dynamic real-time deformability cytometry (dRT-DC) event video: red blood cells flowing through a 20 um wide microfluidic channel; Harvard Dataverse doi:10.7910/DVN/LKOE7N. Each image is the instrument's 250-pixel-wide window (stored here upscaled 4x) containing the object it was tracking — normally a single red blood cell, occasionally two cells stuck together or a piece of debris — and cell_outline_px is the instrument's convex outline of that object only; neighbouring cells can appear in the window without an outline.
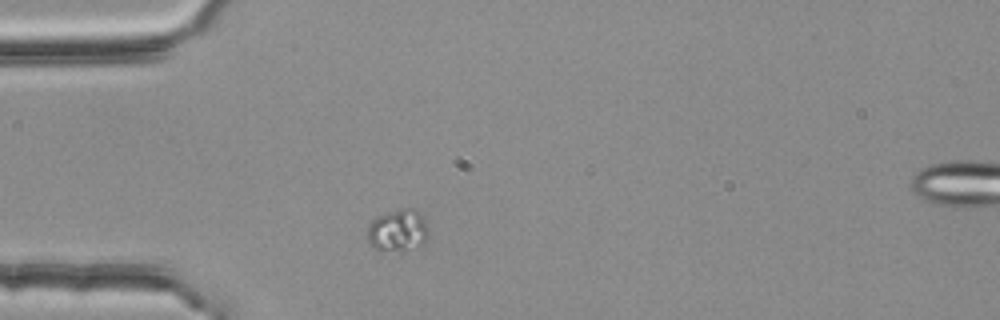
{"species": "common noctule bat (a hibernating species)", "species_latin": "Nyctalus noctula", "temperature_condition": "room temperature", "stored_images_in_passage": 36, "camera_frame_rate_fps": 3000, "um_per_image_px": 0.085, "animal": {"sex": "female", "body_mass_g": 25.1}, "frame": {"image": 1, "passage_image": 1, "time_ms": 0.0, "image_size_px": [1000, 320], "cell_outline_px": [[428, 236], [424, 244], [404, 252], [400, 252], [372, 248], [368, 240], [368, 224], [376, 216], [384, 212], [400, 208], [416, 208], [424, 220], [428, 228]], "centroid_in_image_um": [33.82, 19.58], "position_along_channel_um": 51.2, "area_um2": 15.43}}
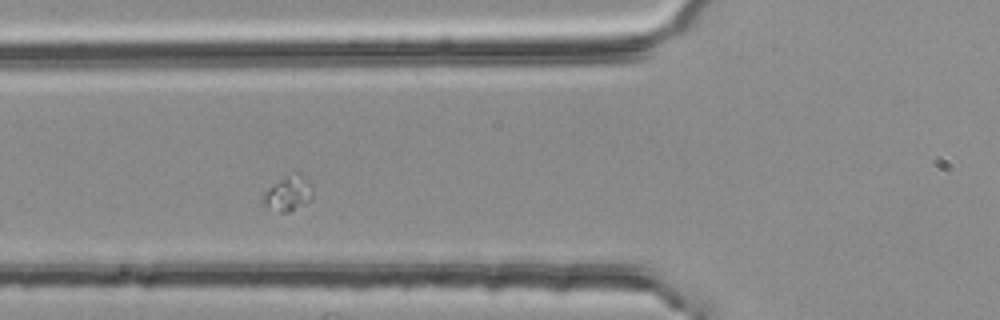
{"frame": {"image": 2, "passage_image": 6, "time_ms": 1.667, "image_size_px": [1000, 320], "cell_outline_px": [[312, 200], [288, 212], [280, 212], [264, 204], [260, 200], [264, 192], [272, 184], [284, 176], [296, 172], [308, 180], [312, 184]], "centroid_in_image_um": [24.5, 16.42], "position_along_channel_um": 101.3, "area_um2": 10.12}}